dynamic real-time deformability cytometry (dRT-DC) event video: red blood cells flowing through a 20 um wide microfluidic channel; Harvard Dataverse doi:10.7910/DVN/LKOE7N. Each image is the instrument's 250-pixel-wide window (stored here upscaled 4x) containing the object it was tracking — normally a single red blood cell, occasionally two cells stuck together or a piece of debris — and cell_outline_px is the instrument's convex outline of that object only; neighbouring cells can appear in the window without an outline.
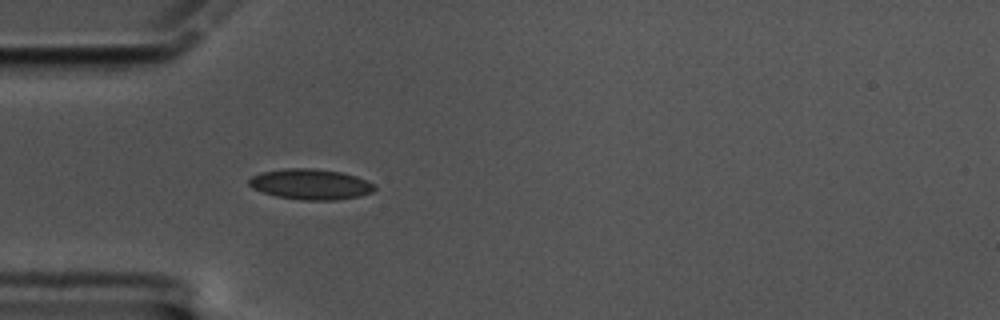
{"species": "common noctule bat (a hibernating species)", "species_latin": "Nyctalus noctula", "temperature_condition": "cold", "stored_images_in_passage": 43, "camera_frame_rate_fps": 3000, "um_per_image_px": 0.085, "animal": {"sex": "male", "body_mass_g": 17.5, "forearm_length_mm": 52.3}, "frame": {"image": 1, "passage_image": 1, "time_ms": 0.0, "image_size_px": [1000, 320], "cell_outline_px": [[376, 188], [372, 192], [360, 196], [336, 200], [300, 200], [276, 196], [252, 188], [248, 184], [248, 180], [252, 176], [260, 172], [284, 168], [312, 168], [340, 172], [356, 176], [376, 184]], "centroid_in_image_um": [26.4, 15.66], "position_along_channel_um": 58.6, "area_um2": 22.48}}
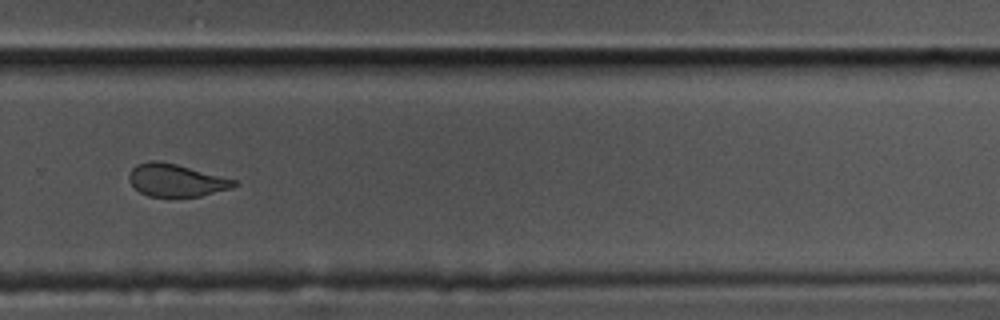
{"frame": {"image": 2, "passage_image": 24, "time_ms": 7.667, "image_size_px": [1000, 320], "cell_outline_px": [[236, 184], [228, 188], [200, 196], [148, 196], [140, 192], [128, 180], [128, 176], [132, 168], [136, 164], [148, 160], [156, 160], [176, 164], [236, 180]], "centroid_in_image_um": [14.89, 15.3], "position_along_channel_um": 314.9, "area_um2": 19.54}}
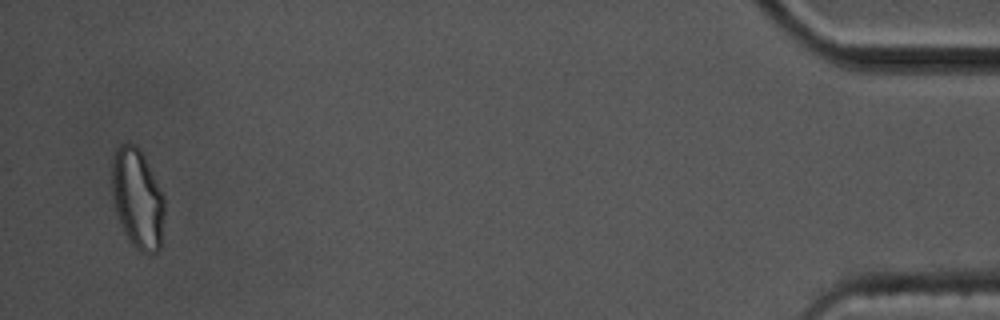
{"frame": {"image": 3, "passage_image": 41, "time_ms": 13.333, "image_size_px": [1000, 320], "cell_outline_px": [[164, 216], [160, 248], [156, 252], [140, 252], [132, 244], [124, 232], [116, 212], [112, 192], [112, 156], [116, 148], [120, 144], [128, 140], [136, 144], [140, 148], [164, 196]], "centroid_in_image_um": [11.68, 16.82], "position_along_channel_um": 423.5, "area_um2": 30.75}, "authors_computed_cell_mechanics": {"area_um2": 21.6172, "velocity_mm_per_s": 3.3892, "shape_relaxation_time_tau1_ms": 7.2553, "shape_relaxation_time_tau2_ms": 1.6823, "deformation_change_tau1": 0.1441, "deformation_change_tau2": 0.0595}}